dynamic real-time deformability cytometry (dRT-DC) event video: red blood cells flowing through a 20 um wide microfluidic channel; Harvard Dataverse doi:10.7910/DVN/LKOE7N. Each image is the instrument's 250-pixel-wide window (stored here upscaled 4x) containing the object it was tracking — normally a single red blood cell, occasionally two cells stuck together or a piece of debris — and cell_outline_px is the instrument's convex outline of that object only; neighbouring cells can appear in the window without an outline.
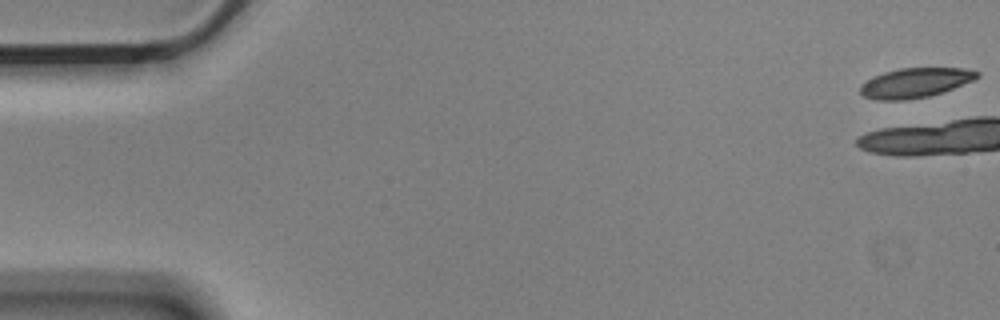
{"species": "Egyptian fruit bat (a non-hibernating species)", "species_latin": "Rousettus aegyptiacus", "temperature_condition": "cold", "stored_images_in_passage": 4, "camera_frame_rate_fps": 3000, "um_per_image_px": 0.085, "animal": {"sex": "male"}, "frame": {"image": 1, "passage_image": 1, "time_ms": 0.0, "image_size_px": [1000, 320], "cell_outline_px": [[980, 76], [972, 80], [952, 88], [928, 96], [904, 100], [876, 100], [864, 96], [860, 92], [860, 84], [884, 72], [900, 68], [964, 68], [980, 72]], "centroid_in_image_um": [77.77, 7.03], "position_along_channel_um": 7.2, "area_um2": 19.88}}